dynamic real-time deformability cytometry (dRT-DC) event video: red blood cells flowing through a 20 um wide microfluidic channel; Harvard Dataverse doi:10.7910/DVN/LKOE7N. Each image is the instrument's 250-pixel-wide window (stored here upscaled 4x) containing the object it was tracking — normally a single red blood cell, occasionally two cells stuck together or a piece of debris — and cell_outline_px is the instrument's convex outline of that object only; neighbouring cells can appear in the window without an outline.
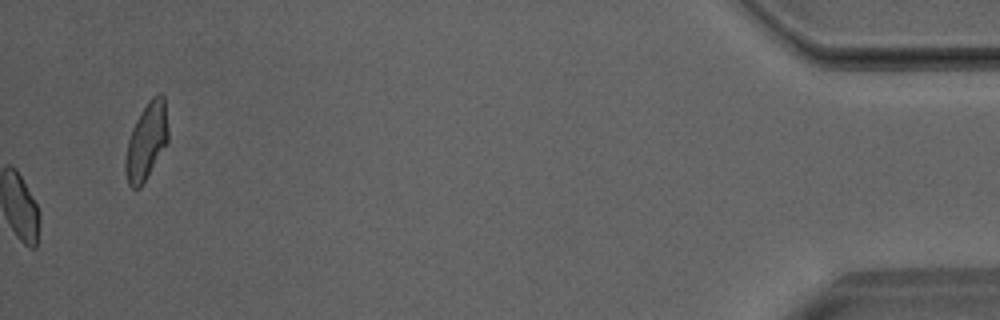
{"species": "Egyptian fruit bat (a non-hibernating species)", "species_latin": "Rousettus aegyptiacus", "temperature_condition": "room temperature", "stored_images_in_passage": 41, "camera_frame_rate_fps": 3000, "um_per_image_px": 0.085, "animal": {"sex": "male"}, "frame": {"image": 1, "passage_image": 41, "time_ms": 13.333, "image_size_px": [1000, 320], "cell_outline_px": [[168, 144], [140, 188], [132, 188], [128, 184], [124, 168], [124, 160], [128, 140], [132, 128], [140, 112], [148, 100], [156, 92], [160, 92], [164, 96], [168, 128]], "centroid_in_image_um": [12.45, 11.99], "position_along_channel_um": 422.7, "area_um2": 19.48}}